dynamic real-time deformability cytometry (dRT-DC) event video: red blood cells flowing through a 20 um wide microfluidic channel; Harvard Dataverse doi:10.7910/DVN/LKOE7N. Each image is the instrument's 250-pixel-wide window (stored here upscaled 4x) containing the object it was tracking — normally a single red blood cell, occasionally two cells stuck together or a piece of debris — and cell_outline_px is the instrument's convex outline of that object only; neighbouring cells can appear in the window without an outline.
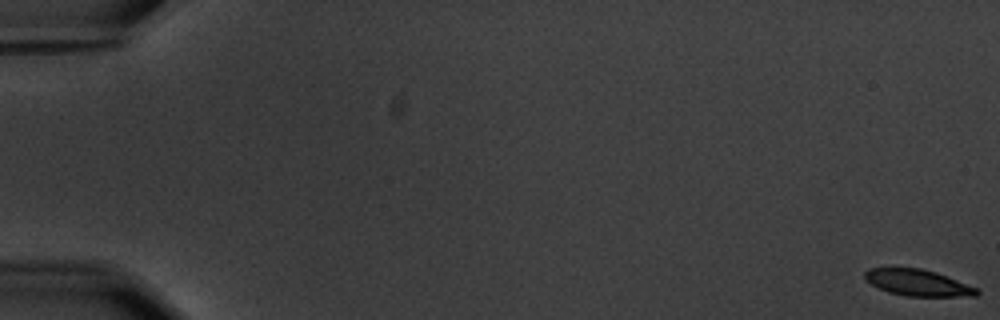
{"species": "common noctule bat (a hibernating species)", "species_latin": "Nyctalus noctula", "temperature_condition": "warm", "stored_images_in_passage": 60, "camera_frame_rate_fps": 3000, "um_per_image_px": 0.085, "animal": {"sex": "male", "body_mass_g": 20.1, "forearm_length_mm": 53.5}, "frame": {"image": 1, "passage_image": 1, "time_ms": 0.0, "image_size_px": [1000, 320], "cell_outline_px": [[980, 292], [976, 296], [908, 296], [888, 292], [864, 280], [864, 272], [868, 268], [920, 268], [936, 272], [980, 288]], "centroid_in_image_um": [78.04, 24.03], "position_along_channel_um": 7.0, "area_um2": 17.28}}
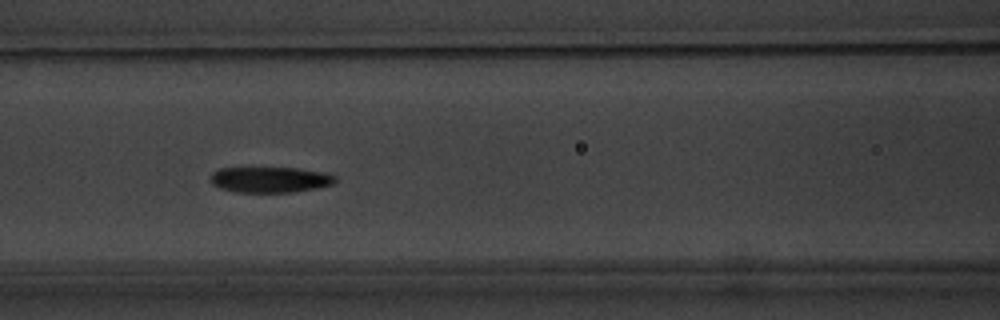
{"frame": {"image": 2, "passage_image": 27, "time_ms": 8.667, "image_size_px": [1000, 320], "cell_outline_px": [[336, 180], [332, 184], [316, 188], [296, 192], [236, 192], [220, 188], [212, 184], [212, 172], [220, 168], [300, 168], [324, 172], [336, 176]], "centroid_in_image_um": [22.98, 15.27], "position_along_channel_um": 143.6, "area_um2": 18.67}}
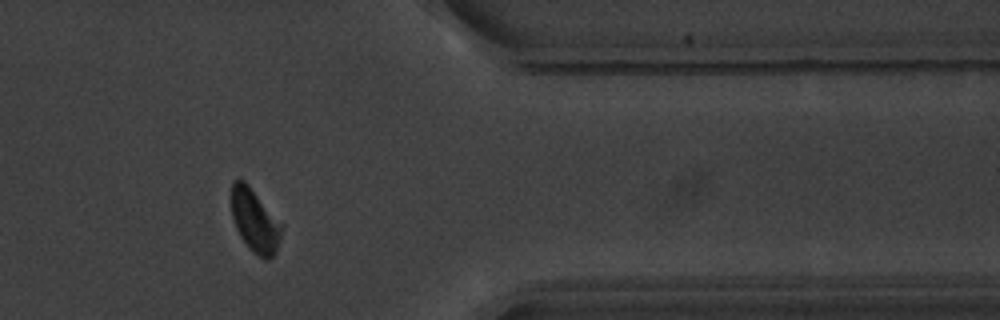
{"frame": {"image": 3, "passage_image": 49, "time_ms": 16.0, "image_size_px": [1000, 320], "cell_outline_px": [[280, 240], [276, 252], [268, 260], [264, 260], [252, 252], [248, 248], [240, 236], [236, 228], [232, 216], [232, 180], [244, 180], [248, 184], [280, 224]], "centroid_in_image_um": [21.63, 18.8], "position_along_channel_um": 389.8, "area_um2": 17.92}, "authors_computed_cell_mechanics": {"area_um2": 18.785, "velocity_mm_per_s": 3.5522, "shape_relaxation_time_tau1_ms": 3.0591, "shape_relaxation_time_tau2_ms": 4.093, "deformation_change_tau1": 0.1172, "deformation_change_tau2": 0.0914}}